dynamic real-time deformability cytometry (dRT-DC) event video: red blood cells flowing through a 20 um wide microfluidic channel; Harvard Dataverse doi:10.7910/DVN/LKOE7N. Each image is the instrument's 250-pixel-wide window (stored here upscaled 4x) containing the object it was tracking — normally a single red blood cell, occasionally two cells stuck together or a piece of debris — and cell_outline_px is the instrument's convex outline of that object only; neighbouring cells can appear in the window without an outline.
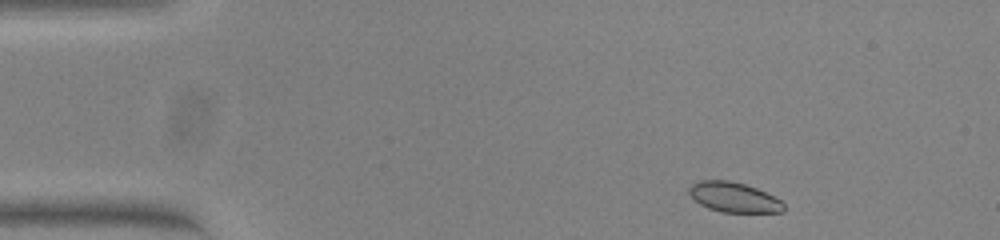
{"species": "common noctule bat (a hibernating species)", "species_latin": "Nyctalus noctula", "temperature_condition": "warm", "stored_images_in_passage": 49, "camera_frame_rate_fps": 3000, "um_per_image_px": 0.085, "animal": {"sex": "female", "body_mass_g": 23.0, "forearm_length_mm": 53.4}, "frame": {"image": 1, "passage_image": 2, "time_ms": 0.333, "image_size_px": [1000, 240], "cell_outline_px": [[784, 212], [720, 212], [708, 208], [700, 204], [688, 192], [688, 188], [692, 184], [700, 180], [728, 180], [744, 184], [756, 188], [780, 200], [784, 204]], "centroid_in_image_um": [62.36, 16.77], "position_along_channel_um": 22.6, "area_um2": 16.36}}
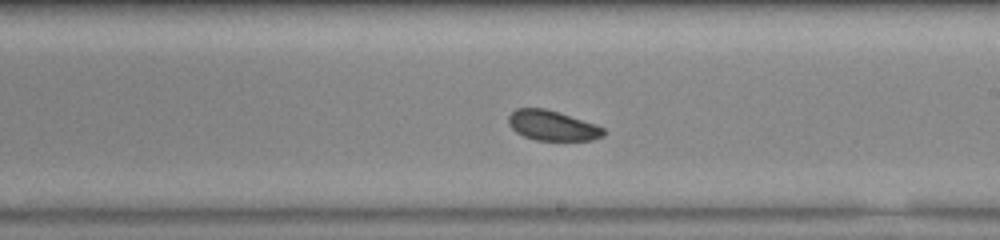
{"frame": {"image": 2, "passage_image": 26, "time_ms": 8.333, "image_size_px": [1000, 240], "cell_outline_px": [[604, 136], [592, 140], [536, 140], [524, 136], [516, 132], [508, 124], [508, 116], [516, 108], [544, 108], [596, 124], [604, 128]], "centroid_in_image_um": [46.94, 10.67], "position_along_channel_um": 242.1, "area_um2": 16.53}}
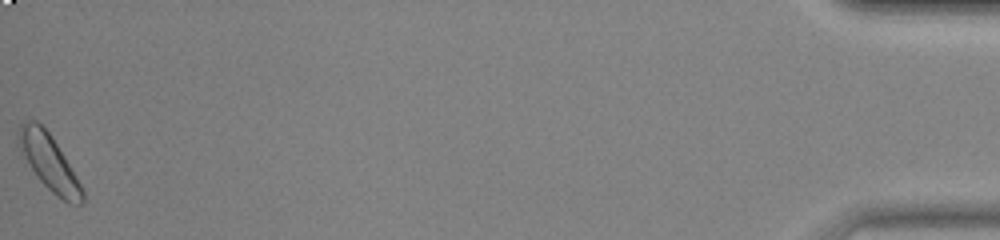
{"frame": {"image": 3, "passage_image": 49, "time_ms": 16.0, "image_size_px": [1000, 240], "cell_outline_px": [[84, 200], [80, 204], [68, 204], [56, 196], [36, 176], [20, 152], [16, 144], [16, 132], [20, 124], [24, 120], [36, 120], [48, 132], [64, 156], [76, 176], [84, 192]], "centroid_in_image_um": [4.11, 13.77], "position_along_channel_um": 431.1, "area_um2": 20.75}, "authors_computed_cell_mechanics": {"area_um2": 17.8024, "velocity_mm_per_s": 3.7717, "shape_relaxation_time_tau1_ms": 0.9187, "shape_relaxation_time_tau2_ms": 4.527, "deformation_change_tau1": 0.0442, "deformation_change_tau2": 0.0804}}